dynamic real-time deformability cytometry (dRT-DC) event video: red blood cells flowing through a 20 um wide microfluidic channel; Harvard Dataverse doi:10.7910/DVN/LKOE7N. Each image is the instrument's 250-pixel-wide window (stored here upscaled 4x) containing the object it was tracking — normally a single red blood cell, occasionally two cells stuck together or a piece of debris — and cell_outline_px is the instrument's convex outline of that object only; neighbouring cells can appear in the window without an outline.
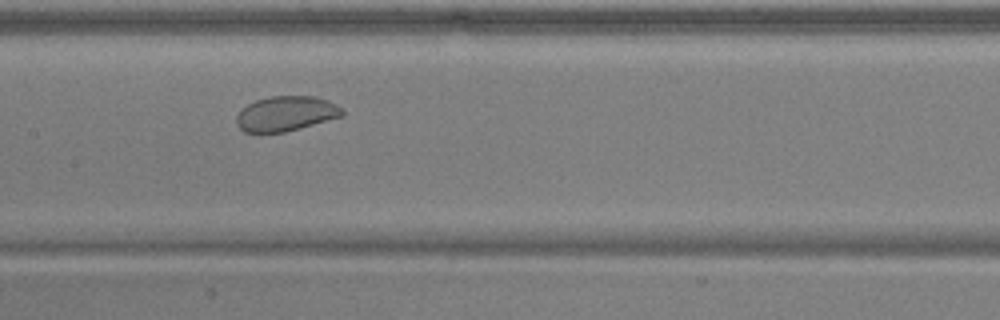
{"species": "common noctule bat (a hibernating species)", "species_latin": "Nyctalus noctula", "temperature_condition": "warm", "stored_images_in_passage": 45, "camera_frame_rate_fps": 3000, "um_per_image_px": 0.085, "animal": {"sex": "male", "body_mass_g": 17.9, "forearm_length_mm": 54.2}, "frame": {"image": 1, "passage_image": 19, "time_ms": 6.0, "image_size_px": [1000, 320], "cell_outline_px": [[344, 116], [284, 132], [260, 136], [244, 132], [236, 124], [236, 116], [248, 104], [256, 100], [272, 96], [312, 96], [328, 100], [336, 104], [344, 112]], "centroid_in_image_um": [24.26, 9.7], "position_along_channel_um": 183.1, "area_um2": 21.91}}
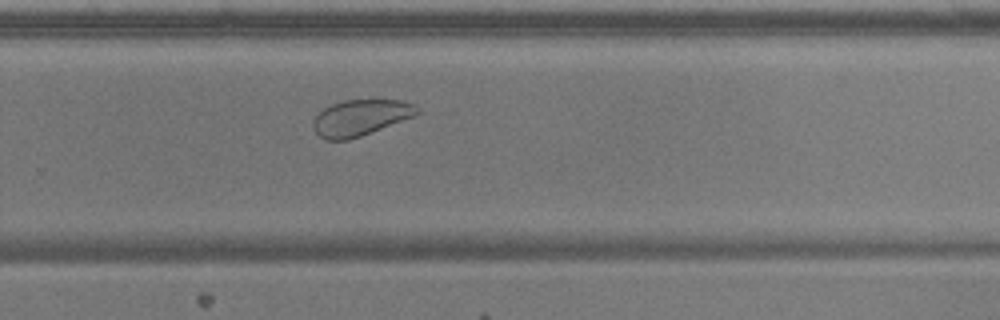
{"frame": {"image": 2, "passage_image": 28, "time_ms": 9.0, "image_size_px": [1000, 320], "cell_outline_px": [[420, 112], [416, 116], [360, 136], [348, 140], [324, 140], [316, 132], [312, 124], [316, 116], [324, 108], [332, 104], [344, 100], [400, 100], [412, 104], [420, 108]], "centroid_in_image_um": [30.66, 10.0], "position_along_channel_um": 299.1, "area_um2": 21.73}}
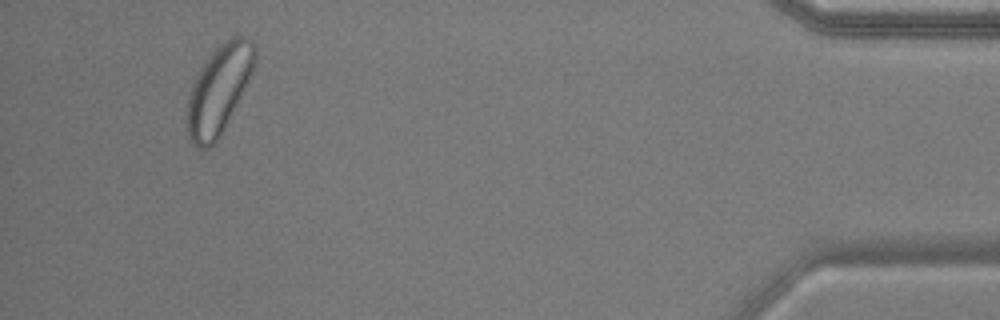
{"frame": {"image": 3, "passage_image": 42, "time_ms": 13.667, "image_size_px": [1000, 320], "cell_outline_px": [[256, 60], [252, 72], [220, 136], [208, 148], [200, 148], [192, 144], [188, 136], [188, 96], [196, 76], [200, 68], [212, 52], [224, 40], [232, 36], [248, 36], [256, 44]], "centroid_in_image_um": [18.62, 7.56], "position_along_channel_um": 416.6, "area_um2": 34.39}, "authors_computed_cell_mechanics": {"area_um2": 27.0504, "velocity_mm_per_s": 3.8782, "shape_relaxation_time_tau1_ms": 2.8578, "shape_relaxation_time_tau2_ms": 5.7375, "deformation_change_tau1": 0.0584, "deformation_change_tau2": 0.0815}}